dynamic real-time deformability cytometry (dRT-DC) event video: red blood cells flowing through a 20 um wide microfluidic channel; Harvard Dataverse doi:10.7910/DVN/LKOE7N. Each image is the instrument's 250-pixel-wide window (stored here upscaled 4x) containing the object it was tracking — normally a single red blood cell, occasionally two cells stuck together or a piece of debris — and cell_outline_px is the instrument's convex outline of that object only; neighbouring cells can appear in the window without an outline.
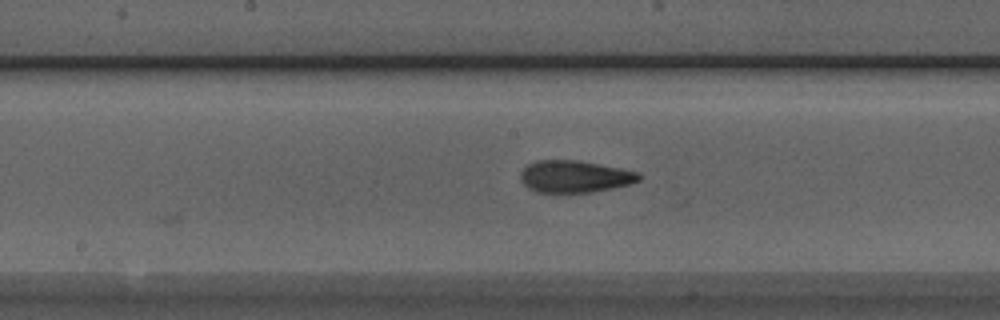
{"species": "Egyptian fruit bat (a non-hibernating species)", "species_latin": "Rousettus aegyptiacus", "temperature_condition": "room temperature", "stored_images_in_passage": 15, "camera_frame_rate_fps": 3000, "um_per_image_px": 0.085, "animal": {"sex": "male"}, "frame": {"image": 1, "passage_image": 10, "time_ms": 3.0, "image_size_px": [1000, 320], "cell_outline_px": [[644, 176], [640, 180], [632, 184], [592, 192], [536, 192], [528, 188], [520, 180], [520, 172], [528, 164], [536, 160], [580, 160], [640, 172]], "centroid_in_image_um": [48.88, 15.0], "position_along_channel_um": 199.3, "area_um2": 22.37}}
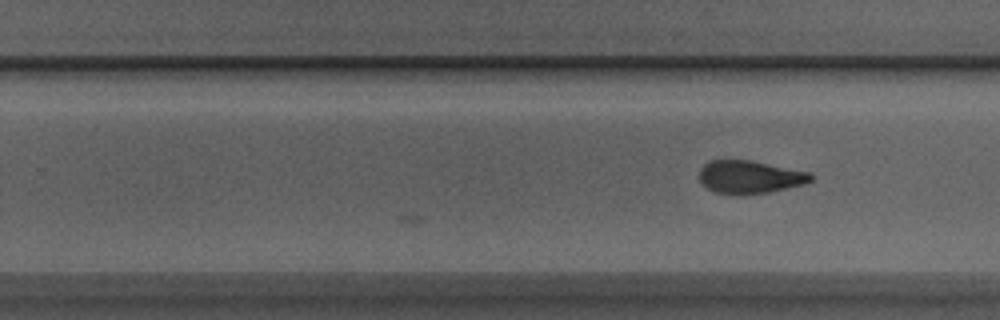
{"frame": {"image": 2, "passage_image": 15, "time_ms": 4.667, "image_size_px": [1000, 320], "cell_outline_px": [[812, 180], [804, 184], [768, 192], [740, 196], [716, 192], [700, 184], [700, 168], [708, 160], [752, 160], [812, 172]], "centroid_in_image_um": [63.73, 15.04], "position_along_channel_um": 266.1, "area_um2": 21.73}}